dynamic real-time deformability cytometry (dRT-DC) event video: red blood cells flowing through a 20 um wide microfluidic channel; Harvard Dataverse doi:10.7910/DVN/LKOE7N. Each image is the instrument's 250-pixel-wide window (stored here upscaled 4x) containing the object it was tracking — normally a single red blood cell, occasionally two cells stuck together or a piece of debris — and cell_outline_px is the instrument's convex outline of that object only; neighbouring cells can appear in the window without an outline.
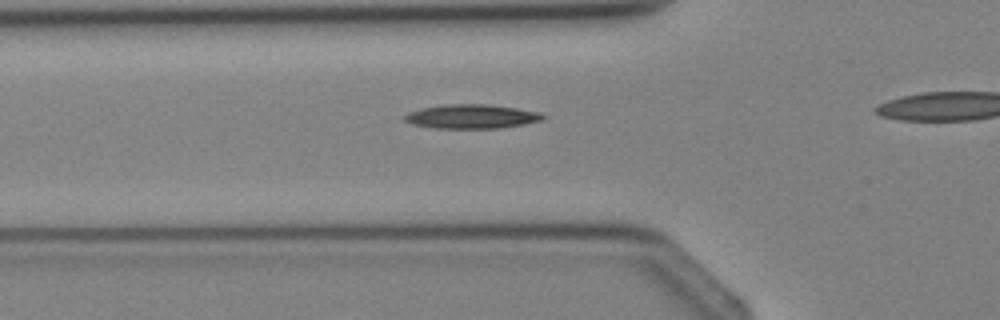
{"species": "Egyptian fruit bat (a non-hibernating species)", "species_latin": "Rousettus aegyptiacus", "temperature_condition": "cold", "stored_images_in_passage": 4, "camera_frame_rate_fps": 3000, "um_per_image_px": 0.085, "animal": {"sex": "female"}, "frame": {"image": 1, "passage_image": 3, "time_ms": 2.333, "image_size_px": [1000, 320], "cell_outline_px": [[548, 116], [540, 120], [524, 124], [500, 128], [436, 128], [412, 124], [404, 120], [404, 116], [408, 112], [424, 108], [444, 104], [488, 104], [516, 108], [540, 112]], "centroid_in_image_um": [40.1, 9.9], "position_along_channel_um": 85.7, "area_um2": 19.36}}